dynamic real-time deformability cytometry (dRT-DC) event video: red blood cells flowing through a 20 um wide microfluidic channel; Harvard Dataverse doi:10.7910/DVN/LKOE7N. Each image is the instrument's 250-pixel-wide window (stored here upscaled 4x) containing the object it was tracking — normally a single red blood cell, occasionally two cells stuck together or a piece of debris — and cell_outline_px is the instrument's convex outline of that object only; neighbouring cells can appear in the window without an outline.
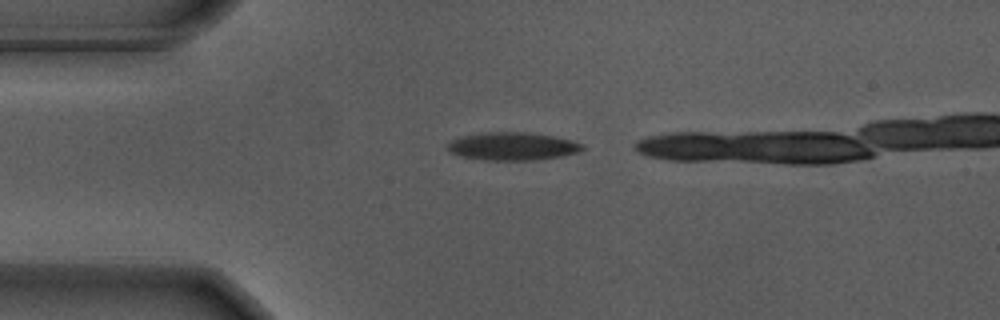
{"species": "Egyptian fruit bat (a non-hibernating species)", "species_latin": "Rousettus aegyptiacus", "temperature_condition": "warm", "stored_images_in_passage": 15, "camera_frame_rate_fps": 3000, "um_per_image_px": 0.085, "animal": {"sex": "male"}, "frame": {"image": 1, "passage_image": 1, "time_ms": 0.0, "image_size_px": [1000, 320], "cell_outline_px": [[584, 148], [576, 152], [560, 156], [532, 160], [488, 160], [464, 156], [452, 152], [448, 148], [448, 144], [452, 140], [460, 136], [488, 132], [524, 132], [552, 136], [572, 140], [584, 144]], "centroid_in_image_um": [43.58, 12.42], "position_along_channel_um": 41.4, "area_um2": 21.5}}
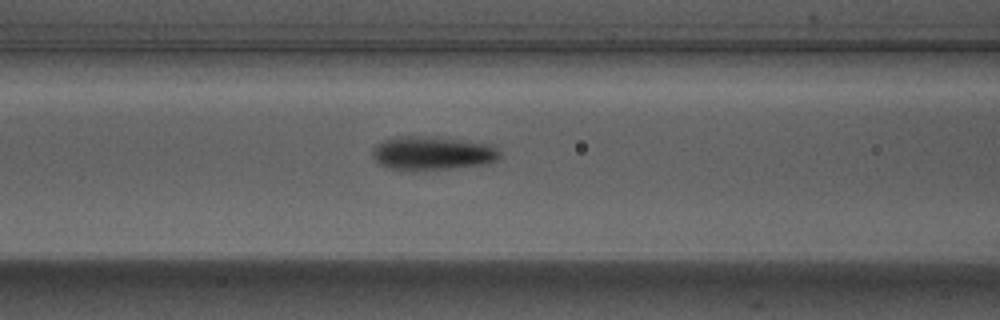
{"frame": {"image": 2, "passage_image": 10, "time_ms": 3.0, "image_size_px": [1000, 320], "cell_outline_px": [[500, 156], [496, 160], [484, 164], [448, 168], [392, 168], [380, 164], [372, 156], [372, 148], [376, 144], [384, 140], [404, 136], [416, 136], [460, 140], [492, 144], [500, 152]], "centroid_in_image_um": [36.77, 12.99], "position_along_channel_um": 129.8, "area_um2": 23.99}}
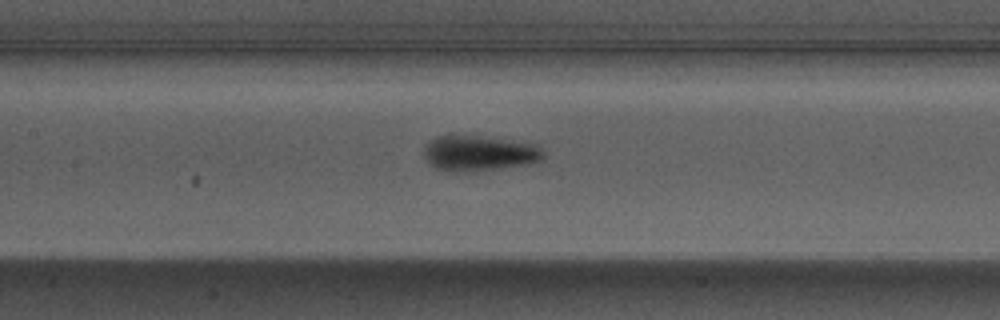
{"frame": {"image": 3, "passage_image": 13, "time_ms": 4.0, "image_size_px": [1000, 320], "cell_outline_px": [[544, 156], [540, 160], [528, 164], [472, 172], [448, 172], [436, 168], [424, 156], [424, 148], [436, 136], [448, 132], [536, 144], [544, 152]], "centroid_in_image_um": [40.68, 13.01], "position_along_channel_um": 166.7, "area_um2": 24.97}}